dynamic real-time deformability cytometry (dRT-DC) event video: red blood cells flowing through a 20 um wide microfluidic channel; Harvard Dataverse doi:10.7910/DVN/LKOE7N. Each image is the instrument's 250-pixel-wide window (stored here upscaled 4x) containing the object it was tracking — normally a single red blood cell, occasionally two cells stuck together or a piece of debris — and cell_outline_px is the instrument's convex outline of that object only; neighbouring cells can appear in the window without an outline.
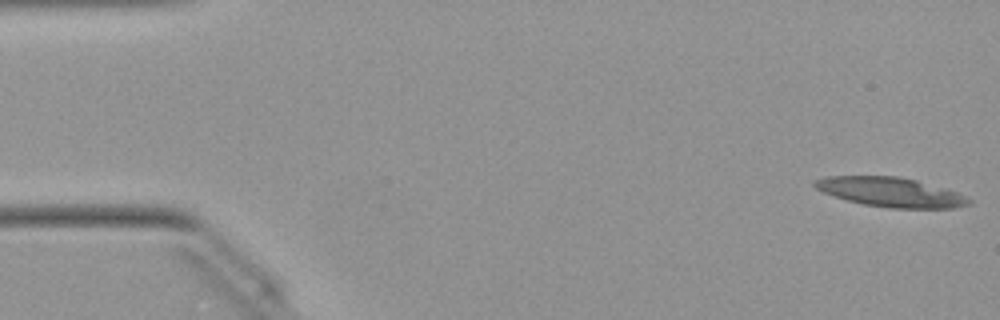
{"species": "Egyptian fruit bat (a non-hibernating species)", "species_latin": "Rousettus aegyptiacus", "temperature_condition": "warm", "stored_images_in_passage": 39, "camera_frame_rate_fps": 3000, "um_per_image_px": 0.085, "animal": {"sex": "female"}, "frame": {"image": 1, "passage_image": 1, "time_ms": 0.0, "image_size_px": [1000, 320], "cell_outline_px": [[972, 204], [952, 208], [888, 208], [864, 204], [848, 200], [824, 192], [816, 188], [812, 184], [812, 180], [824, 176], [896, 176], [916, 180], [944, 188], [956, 192], [972, 200]], "centroid_in_image_um": [75.69, 16.32], "position_along_channel_um": 9.3, "area_um2": 26.3}}
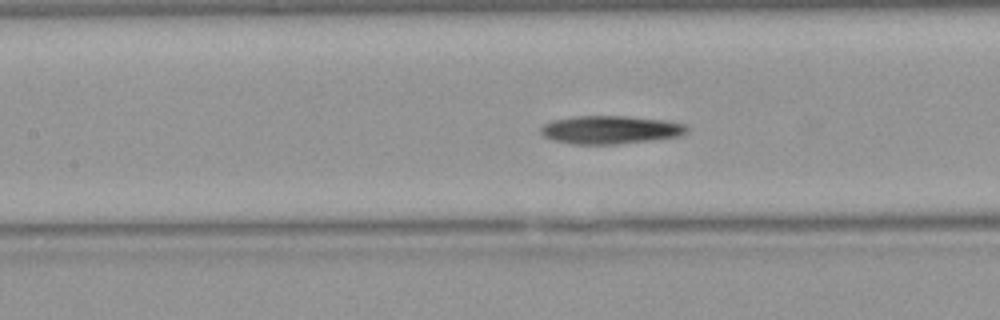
{"frame": {"image": 2, "passage_image": 22, "time_ms": 7.0, "image_size_px": [1000, 320], "cell_outline_px": [[688, 132], [680, 136], [652, 140], [616, 144], [572, 144], [552, 140], [544, 136], [540, 132], [540, 128], [544, 124], [552, 120], [572, 116], [628, 116], [668, 120], [688, 124]], "centroid_in_image_um": [51.91, 11.02], "position_along_channel_um": 155.5, "area_um2": 24.33}}
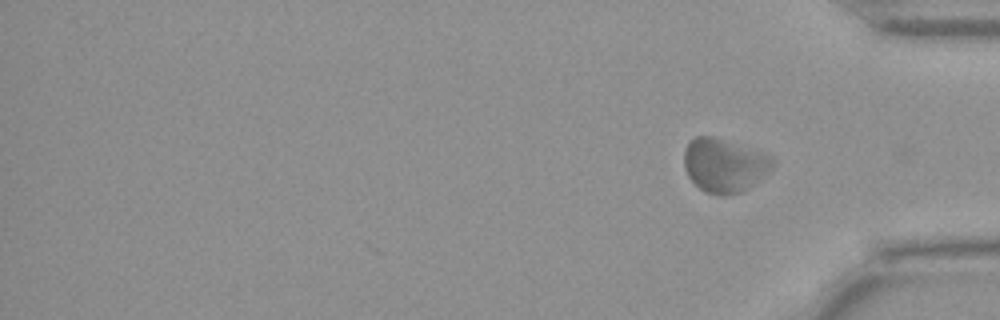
{"frame": {"image": 3, "passage_image": 39, "time_ms": 12.667, "image_size_px": [1000, 320], "cell_outline_px": [[776, 164], [768, 172], [748, 188], [740, 192], [728, 196], [720, 196], [704, 192], [688, 176], [684, 168], [684, 148], [696, 136], [712, 136], [772, 156], [776, 160]], "centroid_in_image_um": [61.56, 14.07], "position_along_channel_um": 373.6, "area_um2": 27.63}, "authors_computed_cell_mechanics": {"area_um2": 25.0852, "velocity_mm_per_s": 3.9465, "shape_relaxation_time_tau1_ms": 8.8899, "shape_relaxation_time_tau2_ms": 2.867, "deformation_change_tau1": 0.218, "deformation_change_tau2": 0.087}}